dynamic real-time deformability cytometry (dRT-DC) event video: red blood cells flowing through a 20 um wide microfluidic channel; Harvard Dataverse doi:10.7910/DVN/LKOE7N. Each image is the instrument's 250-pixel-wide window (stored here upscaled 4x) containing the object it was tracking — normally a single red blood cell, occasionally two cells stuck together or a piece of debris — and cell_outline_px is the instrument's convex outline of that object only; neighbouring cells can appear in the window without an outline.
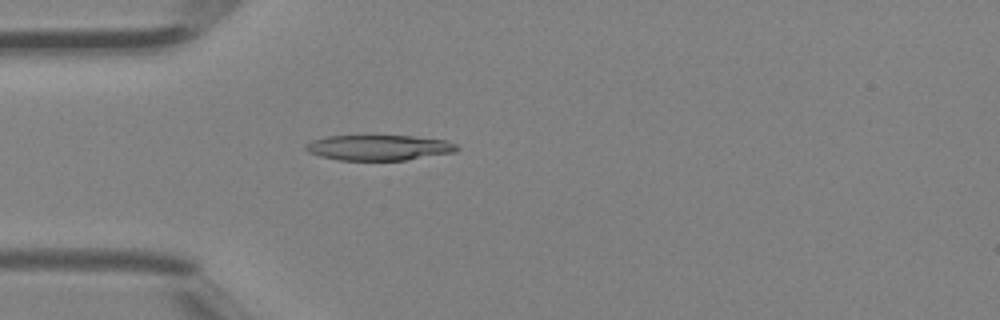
{"species": "Egyptian fruit bat (a non-hibernating species)", "species_latin": "Rousettus aegyptiacus", "temperature_condition": "room temperature", "stored_images_in_passage": 39, "segment_of_instrument_passage": [1, 2], "camera_frame_rate_fps": 3000, "um_per_image_px": 0.085, "animal": {"sex": "female"}, "frame": {"image": 1, "passage_image": 12, "time_ms": 3.667, "image_size_px": [1000, 320], "cell_outline_px": [[460, 148], [456, 152], [404, 160], [340, 160], [320, 156], [308, 152], [304, 148], [304, 144], [312, 140], [328, 136], [412, 136], [444, 140], [456, 144]], "centroid_in_image_um": [32.19, 12.55], "position_along_channel_um": 52.8, "area_um2": 22.31}}
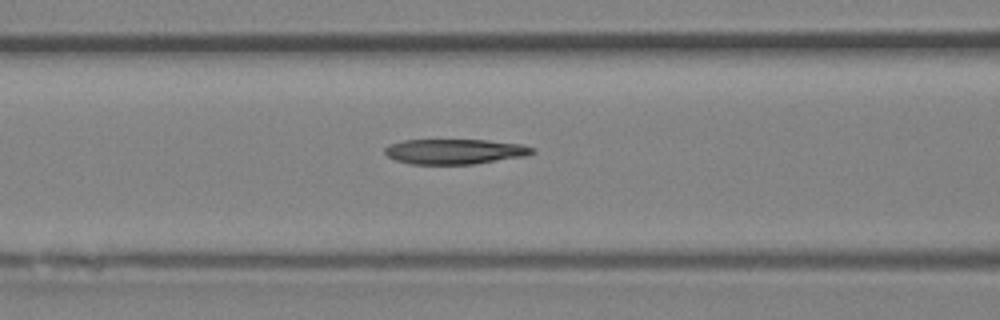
{"frame": {"image": 2, "passage_image": 17, "time_ms": 5.333, "image_size_px": [1000, 320], "cell_outline_px": [[536, 152], [528, 156], [472, 164], [408, 164], [396, 160], [388, 156], [384, 152], [384, 148], [388, 144], [404, 140], [484, 140], [520, 144], [536, 148]], "centroid_in_image_um": [38.67, 12.88], "position_along_channel_um": 127.9, "area_um2": 21.73}}
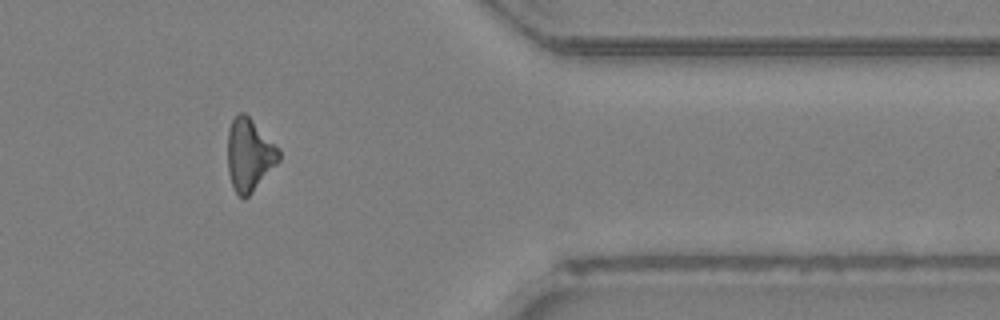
{"frame": {"image": 3, "passage_image": 34, "time_ms": 11.0, "image_size_px": [1000, 320], "cell_outline_px": [[280, 160], [252, 192], [244, 200], [236, 192], [232, 184], [228, 172], [228, 128], [232, 120], [240, 112], [244, 112], [280, 148]], "centroid_in_image_um": [21.2, 13.15], "position_along_channel_um": 390.2, "area_um2": 21.5}}